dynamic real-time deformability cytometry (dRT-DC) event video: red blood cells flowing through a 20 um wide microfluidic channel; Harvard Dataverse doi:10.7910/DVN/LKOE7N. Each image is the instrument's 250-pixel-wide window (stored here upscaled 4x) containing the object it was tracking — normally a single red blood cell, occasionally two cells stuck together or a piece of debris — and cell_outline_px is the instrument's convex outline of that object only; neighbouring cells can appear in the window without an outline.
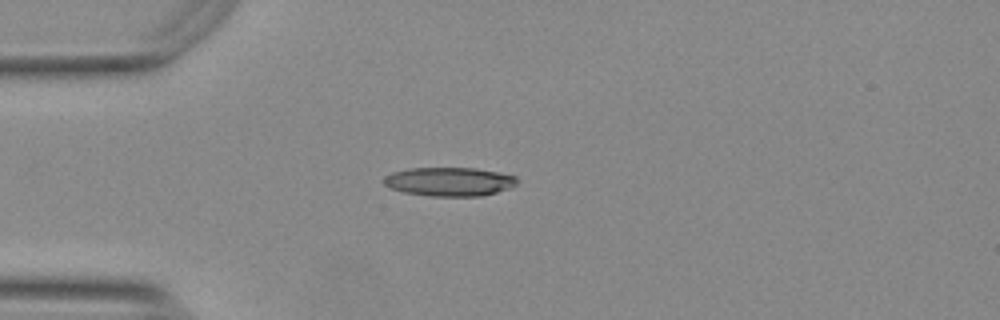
{"species": "Egyptian fruit bat (a non-hibernating species)", "species_latin": "Rousettus aegyptiacus", "temperature_condition": "warm", "stored_images_in_passage": 41, "camera_frame_rate_fps": 3000, "um_per_image_px": 0.085, "animal": {"sex": "female"}, "frame": {"image": 1, "passage_image": 1, "time_ms": 0.0, "image_size_px": [1000, 320], "cell_outline_px": [[516, 184], [508, 188], [496, 192], [480, 196], [428, 196], [404, 192], [392, 188], [384, 184], [384, 176], [392, 172], [408, 168], [476, 168], [516, 176]], "centroid_in_image_um": [38.16, 15.43], "position_along_channel_um": 46.8, "area_um2": 22.2}}
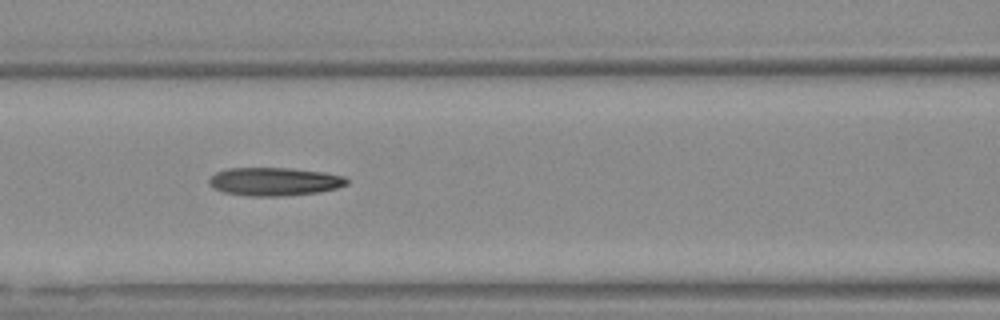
{"frame": {"image": 2, "passage_image": 10, "time_ms": 3.0, "image_size_px": [1000, 320], "cell_outline_px": [[348, 184], [336, 188], [320, 192], [280, 196], [248, 196], [224, 192], [212, 188], [208, 184], [208, 180], [216, 172], [228, 168], [292, 168], [324, 172], [344, 176], [348, 180]], "centroid_in_image_um": [23.31, 15.43], "position_along_channel_um": 143.3, "area_um2": 22.77}}
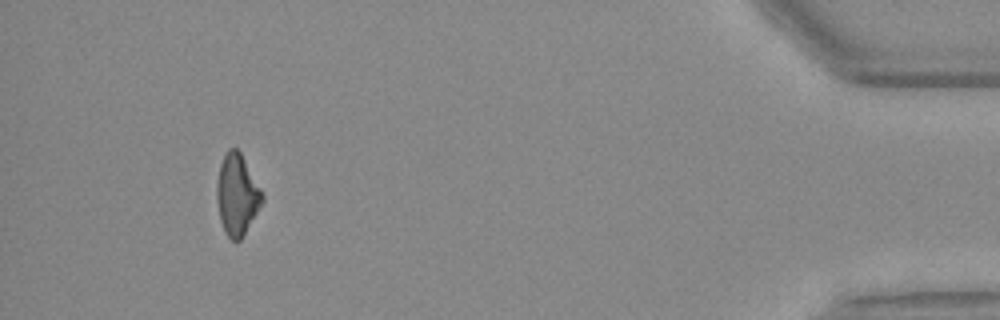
{"frame": {"image": 3, "passage_image": 37, "time_ms": 12.0, "image_size_px": [1000, 320], "cell_outline_px": [[264, 200], [240, 240], [232, 240], [228, 236], [220, 220], [216, 196], [216, 188], [220, 164], [224, 152], [228, 148], [236, 148], [240, 152], [260, 188], [264, 196]], "centroid_in_image_um": [20.13, 16.51], "position_along_channel_um": 415.1, "area_um2": 21.1}, "authors_computed_cell_mechanics": {"area_um2": 22.253, "velocity_mm_per_s": 3.7733, "shape_relaxation_time_tau1_ms": 9.1427, "shape_relaxation_time_tau2_ms": 3.7139, "deformation_change_tau1": 0.2448, "deformation_change_tau2": 0.1569}}